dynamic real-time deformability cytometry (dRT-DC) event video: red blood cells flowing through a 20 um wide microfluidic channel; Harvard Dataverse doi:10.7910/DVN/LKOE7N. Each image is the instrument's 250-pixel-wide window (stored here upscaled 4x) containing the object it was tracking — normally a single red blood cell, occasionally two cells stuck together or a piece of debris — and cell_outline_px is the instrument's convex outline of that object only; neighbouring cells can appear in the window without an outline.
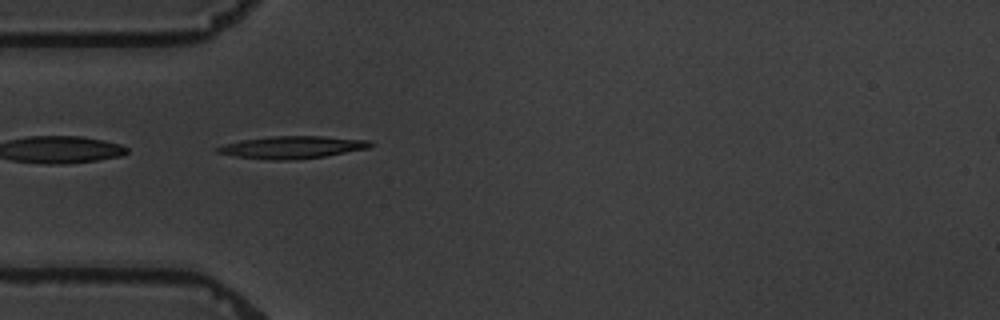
{"species": "common noctule bat (a hibernating species)", "species_latin": "Nyctalus noctula", "temperature_condition": "warm", "stored_images_in_passage": 6, "camera_frame_rate_fps": 3000, "um_per_image_px": 0.085, "animal": {"sex": "male", "body_mass_g": 19.5, "forearm_length_mm": 54.6}, "frame": {"image": 1, "passage_image": 5, "time_ms": 4.667, "image_size_px": [1000, 320], "cell_outline_px": [[376, 144], [368, 148], [324, 156], [288, 160], [272, 160], [236, 156], [216, 152], [216, 148], [224, 144], [240, 140], [272, 136], [320, 136], [372, 140]], "centroid_in_image_um": [24.87, 12.5], "position_along_channel_um": 60.1, "area_um2": 19.83}}